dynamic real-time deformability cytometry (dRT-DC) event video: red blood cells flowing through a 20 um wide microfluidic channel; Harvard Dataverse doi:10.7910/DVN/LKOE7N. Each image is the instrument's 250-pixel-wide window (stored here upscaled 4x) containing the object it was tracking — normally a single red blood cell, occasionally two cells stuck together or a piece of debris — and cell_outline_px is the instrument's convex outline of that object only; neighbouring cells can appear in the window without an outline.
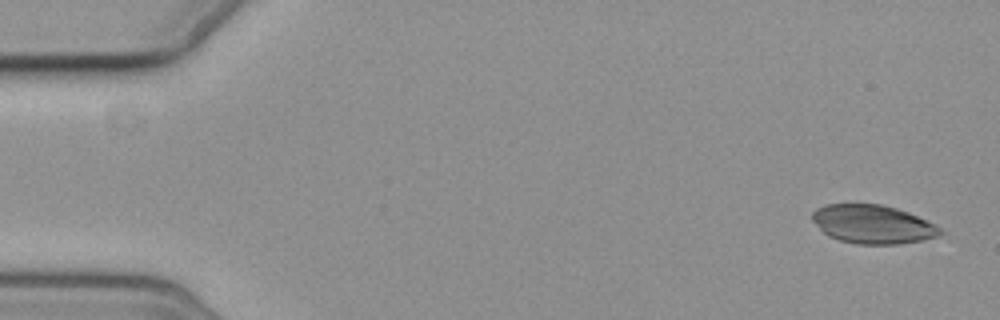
{"species": "common noctule bat (a hibernating species)", "species_latin": "Nyctalus noctula", "temperature_condition": "cold", "stored_images_in_passage": 5, "camera_frame_rate_fps": 3000, "um_per_image_px": 0.085, "animal": {"sex": "female", "body_mass_g": 19.3, "forearm_length_mm": 54.1}, "frame": {"image": 1, "passage_image": 1, "time_ms": 0.0, "image_size_px": [1000, 320], "cell_outline_px": [[944, 232], [936, 236], [920, 240], [896, 244], [856, 244], [840, 240], [828, 236], [812, 220], [812, 212], [816, 208], [824, 204], [880, 204], [896, 208], [908, 212], [936, 224]], "centroid_in_image_um": [74.16, 19.05], "position_along_channel_um": 10.8, "area_um2": 28.67}}
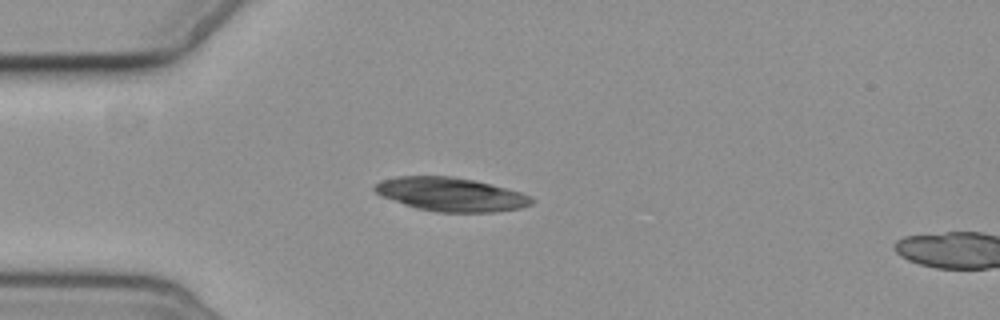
{"frame": {"image": 2, "passage_image": 4, "time_ms": 4.333, "image_size_px": [1000, 320], "cell_outline_px": [[536, 200], [532, 204], [520, 208], [496, 212], [436, 212], [416, 208], [380, 196], [372, 188], [380, 180], [396, 176], [452, 176], [472, 180], [520, 192]], "centroid_in_image_um": [38.28, 16.53], "position_along_channel_um": 46.7, "area_um2": 30.69}}